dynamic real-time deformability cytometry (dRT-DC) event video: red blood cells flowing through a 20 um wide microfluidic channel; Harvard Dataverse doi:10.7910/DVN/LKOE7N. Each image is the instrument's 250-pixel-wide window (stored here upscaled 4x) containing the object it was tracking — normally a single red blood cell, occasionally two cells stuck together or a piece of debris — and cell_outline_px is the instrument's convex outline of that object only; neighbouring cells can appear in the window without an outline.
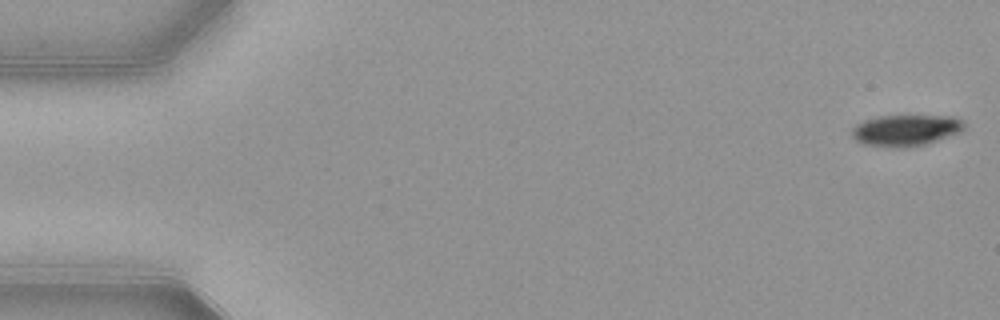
{"species": "common noctule bat (a hibernating species)", "species_latin": "Nyctalus noctula", "temperature_condition": "warm", "stored_images_in_passage": 48, "camera_frame_rate_fps": 3000, "um_per_image_px": 0.085, "animal": {"sex": "female", "body_mass_g": 21.9}, "frame": {"image": 1, "passage_image": 1, "time_ms": 0.0, "image_size_px": [1000, 320], "cell_outline_px": [[964, 128], [960, 132], [924, 144], [908, 148], [896, 148], [864, 144], [856, 140], [852, 136], [852, 128], [856, 124], [864, 120], [880, 116], [952, 116], [964, 120]], "centroid_in_image_um": [76.98, 11.07], "position_along_channel_um": 8.0, "area_um2": 20.4}}
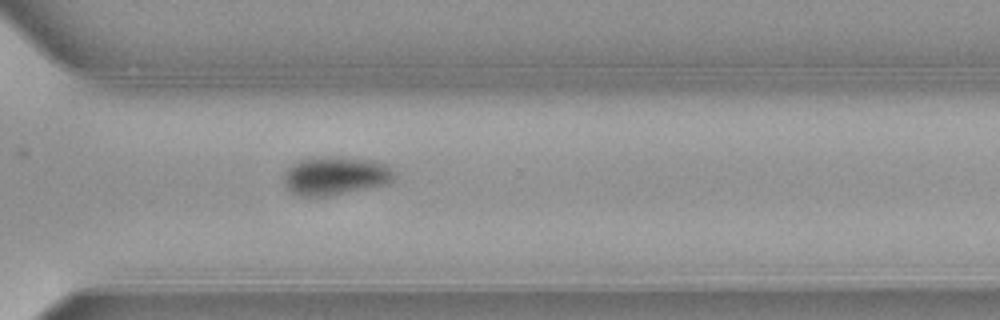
{"frame": {"image": 2, "passage_image": 38, "time_ms": 12.333, "image_size_px": [1000, 320], "cell_outline_px": [[396, 172], [392, 180], [384, 184], [328, 196], [300, 196], [292, 192], [284, 184], [284, 172], [292, 164], [300, 160], [332, 156], [340, 156], [372, 160], [388, 164]], "centroid_in_image_um": [28.52, 14.92], "position_along_channel_um": 342.1, "area_um2": 24.62}}
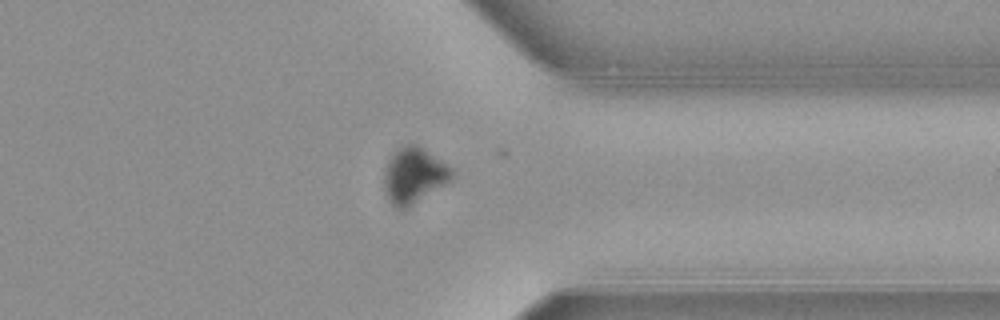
{"frame": {"image": 3, "passage_image": 41, "time_ms": 13.333, "image_size_px": [1000, 320], "cell_outline_px": [[456, 176], [452, 180], [408, 208], [396, 208], [388, 200], [384, 192], [384, 172], [388, 160], [392, 152], [396, 148], [404, 144], [416, 144], [448, 164], [456, 172]], "centroid_in_image_um": [35.19, 14.91], "position_along_channel_um": 376.2, "area_um2": 22.43}, "authors_computed_cell_mechanics": {"area_um2": 24.4205, "velocity_mm_per_s": 3.8773, "shape_relaxation_time_tau1_ms": 1.86, "shape_relaxation_time_tau2_ms": null, "deformation_change_tau1": 0.1007, "deformation_change_tau2": null}}